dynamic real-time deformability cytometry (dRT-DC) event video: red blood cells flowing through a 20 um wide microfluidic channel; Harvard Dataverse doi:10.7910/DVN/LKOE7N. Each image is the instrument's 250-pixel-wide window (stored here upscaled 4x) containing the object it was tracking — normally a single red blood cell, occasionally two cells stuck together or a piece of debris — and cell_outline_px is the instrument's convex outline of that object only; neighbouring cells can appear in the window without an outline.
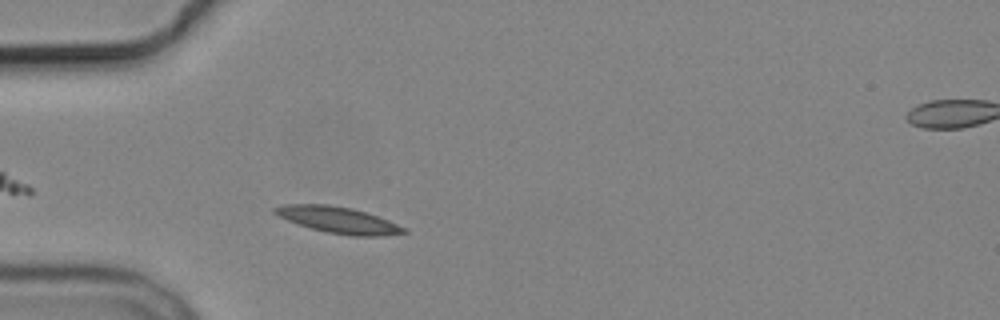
{"species": "common noctule bat (a hibernating species)", "species_latin": "Nyctalus noctula", "temperature_condition": "cold", "stored_images_in_passage": 3, "segment_of_instrument_passage": [1, 2], "camera_frame_rate_fps": 3000, "um_per_image_px": 0.085, "animal": {"sex": "male", "body_mass_g": 19.2, "forearm_length_mm": 51.8}, "frame": {"image": 1, "passage_image": 2, "time_ms": 1.0, "image_size_px": [1000, 320], "cell_outline_px": [[408, 232], [384, 236], [352, 236], [328, 232], [312, 228], [288, 220], [272, 212], [272, 208], [284, 204], [328, 204], [352, 208], [388, 220], [408, 228]], "centroid_in_image_um": [28.79, 18.69], "position_along_channel_um": 56.2, "area_um2": 19.65}}